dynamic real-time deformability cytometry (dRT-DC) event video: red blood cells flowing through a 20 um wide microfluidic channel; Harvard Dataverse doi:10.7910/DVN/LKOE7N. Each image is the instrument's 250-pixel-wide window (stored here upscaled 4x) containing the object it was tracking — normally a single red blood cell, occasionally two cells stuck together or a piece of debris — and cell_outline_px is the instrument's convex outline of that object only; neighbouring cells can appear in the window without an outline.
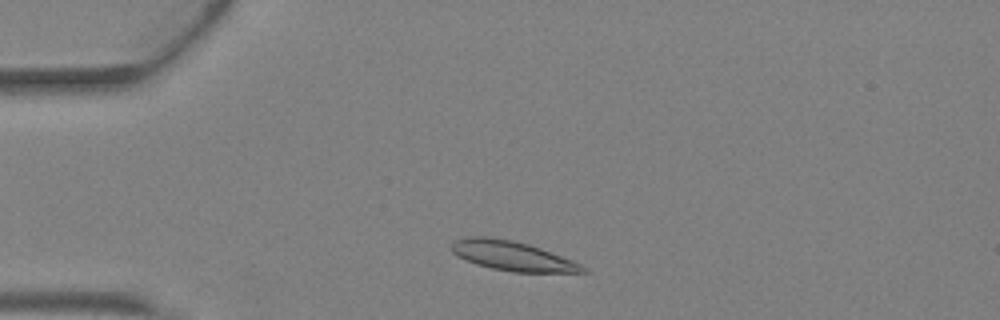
{"species": "Egyptian fruit bat (a non-hibernating species)", "species_latin": "Rousettus aegyptiacus", "temperature_condition": "warm", "stored_images_in_passage": 2, "camera_frame_rate_fps": 3000, "um_per_image_px": 0.085, "animal": {"sex": "female"}, "frame": {"image": 1, "passage_image": 1, "time_ms": 0.0, "image_size_px": [1000, 320], "cell_outline_px": [[588, 272], [512, 272], [492, 268], [476, 264], [452, 252], [452, 244], [456, 240], [468, 236], [484, 236], [512, 240], [528, 244], [540, 248], [572, 260], [580, 264]], "centroid_in_image_um": [43.54, 21.74], "position_along_channel_um": 41.5, "area_um2": 22.14}}
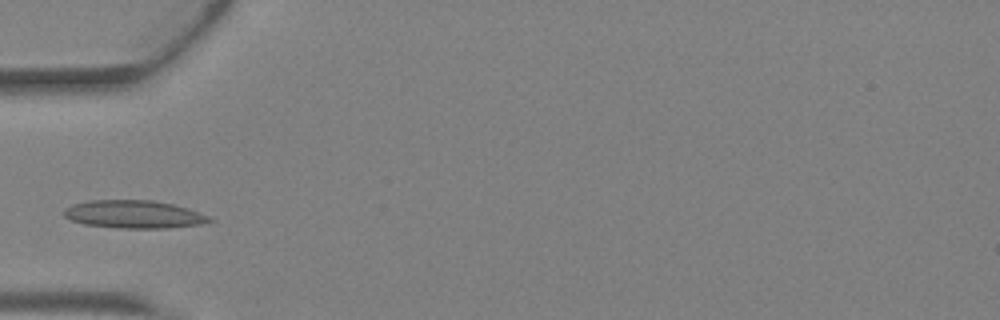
{"frame": {"image": 2, "passage_image": 2, "time_ms": 0.333, "image_size_px": [1000, 320], "cell_outline_px": [[212, 220], [200, 224], [168, 228], [116, 228], [84, 224], [72, 220], [64, 216], [64, 208], [72, 204], [92, 200], [152, 200], [172, 204], [188, 208], [212, 216]], "centroid_in_image_um": [11.39, 18.21], "position_along_channel_um": 73.6, "area_um2": 23.7}}